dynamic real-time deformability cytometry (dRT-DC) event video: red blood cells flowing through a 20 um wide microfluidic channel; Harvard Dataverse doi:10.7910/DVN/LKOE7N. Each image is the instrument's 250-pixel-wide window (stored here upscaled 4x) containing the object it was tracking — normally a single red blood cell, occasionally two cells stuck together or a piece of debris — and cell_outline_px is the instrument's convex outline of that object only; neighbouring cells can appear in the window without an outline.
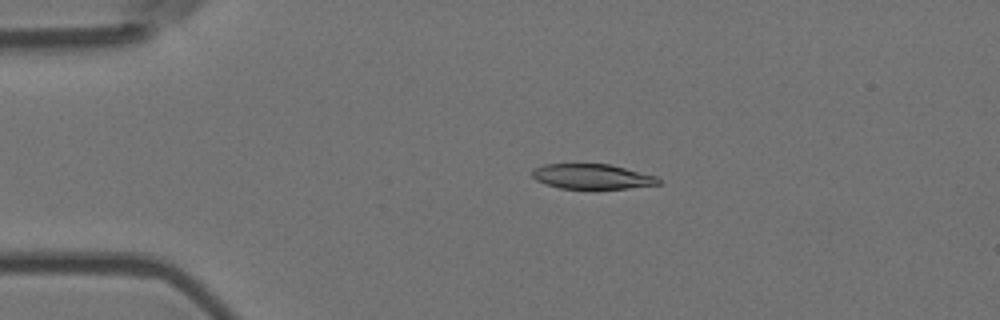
{"species": "Egyptian fruit bat (a non-hibernating species)", "species_latin": "Rousettus aegyptiacus", "temperature_condition": "room temperature", "stored_images_in_passage": 6, "camera_frame_rate_fps": 3000, "um_per_image_px": 0.085, "animal": {"sex": "female"}, "frame": {"image": 1, "passage_image": 4, "time_ms": 1.0, "image_size_px": [1000, 320], "cell_outline_px": [[660, 184], [628, 188], [560, 188], [536, 180], [532, 176], [532, 168], [544, 164], [608, 164], [656, 176], [660, 180]], "centroid_in_image_um": [50.3, 14.99], "position_along_channel_um": 34.7, "area_um2": 18.09}}
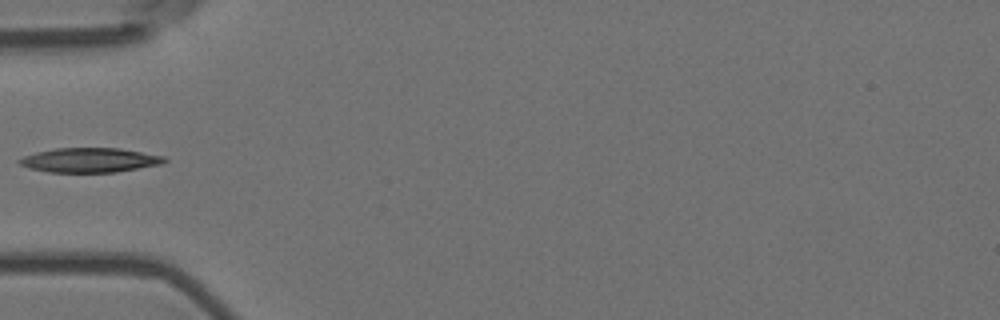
{"frame": {"image": 2, "passage_image": 6, "time_ms": 1.667, "image_size_px": [1000, 320], "cell_outline_px": [[168, 160], [160, 164], [116, 172], [48, 172], [28, 168], [20, 164], [16, 160], [24, 156], [36, 152], [56, 148], [120, 148], [164, 156]], "centroid_in_image_um": [7.6, 13.61], "position_along_channel_um": 77.4, "area_um2": 20.63}}